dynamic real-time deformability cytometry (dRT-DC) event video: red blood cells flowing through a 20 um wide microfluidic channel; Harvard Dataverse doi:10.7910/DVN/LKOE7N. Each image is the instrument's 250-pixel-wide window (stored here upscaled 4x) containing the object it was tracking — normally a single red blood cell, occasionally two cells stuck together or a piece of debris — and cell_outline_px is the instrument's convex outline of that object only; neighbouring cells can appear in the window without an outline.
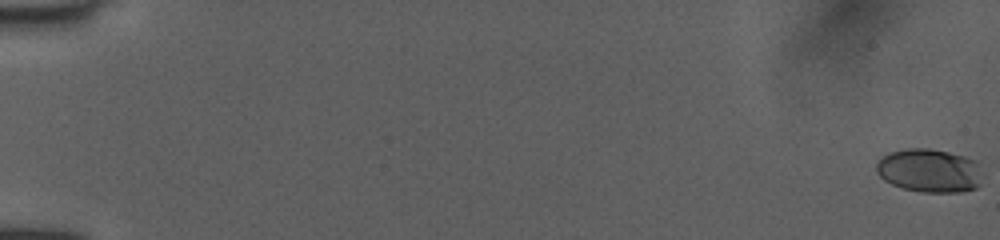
{"species": "human", "species_latin": "Homo sapiens", "temperature_condition": "room temperature", "stored_images_in_passage": 53, "camera_frame_rate_fps": 3000, "um_per_image_px": 0.085, "donor": {"sex": "female"}, "frame": {"image": 1, "passage_image": 1, "time_ms": 0.0, "image_size_px": [1000, 240], "cell_outline_px": [[980, 184], [976, 188], [960, 192], [920, 192], [904, 188], [892, 184], [884, 180], [876, 172], [876, 164], [888, 152], [904, 148], [928, 148], [948, 152], [964, 156], [976, 160]], "centroid_in_image_um": [78.95, 14.49], "position_along_channel_um": 6.0, "area_um2": 26.76}}
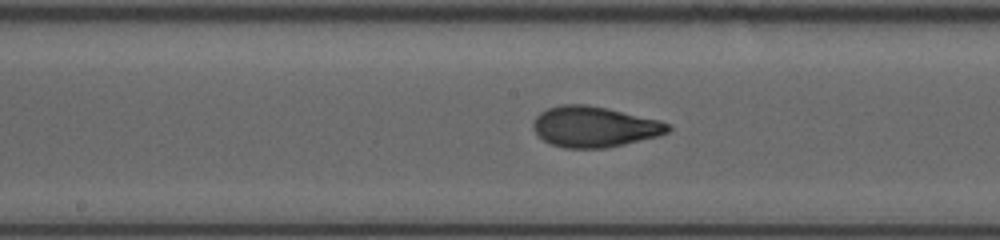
{"frame": {"image": 2, "passage_image": 30, "time_ms": 9.667, "image_size_px": [1000, 240], "cell_outline_px": [[672, 128], [668, 132], [656, 136], [624, 144], [604, 148], [564, 148], [552, 144], [544, 140], [532, 128], [532, 124], [536, 116], [540, 112], [548, 108], [560, 104], [588, 104], [608, 108], [660, 120], [668, 124]], "centroid_in_image_um": [50.5, 10.76], "position_along_channel_um": 197.7, "area_um2": 31.91}}
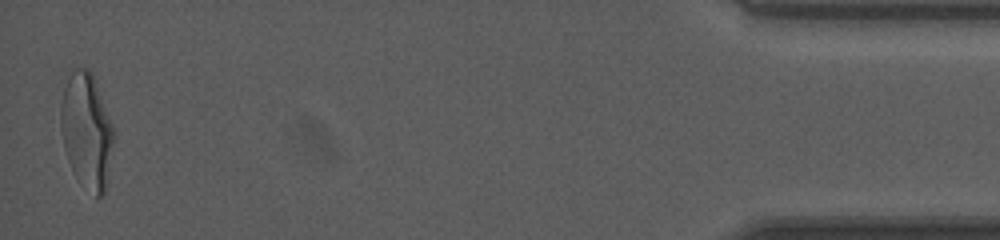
{"frame": {"image": 3, "passage_image": 53, "time_ms": 17.333, "image_size_px": [1000, 240], "cell_outline_px": [[116, 132], [104, 192], [100, 196], [96, 196], [80, 184], [68, 160], [64, 148], [60, 124], [60, 104], [64, 88], [72, 72], [76, 68], [88, 68], [92, 72]], "centroid_in_image_um": [7.37, 11.1], "position_along_channel_um": 427.8, "area_um2": 35.55}, "authors_computed_cell_mechanics": {"area_um2": 30.5762, "velocity_mm_per_s": 4.052, "shape_relaxation_time_tau1_ms": 4.7079, "shape_relaxation_time_tau2_ms": 0.8696, "deformation_change_tau1": 0.1857, "deformation_change_tau2": 0.0627}}